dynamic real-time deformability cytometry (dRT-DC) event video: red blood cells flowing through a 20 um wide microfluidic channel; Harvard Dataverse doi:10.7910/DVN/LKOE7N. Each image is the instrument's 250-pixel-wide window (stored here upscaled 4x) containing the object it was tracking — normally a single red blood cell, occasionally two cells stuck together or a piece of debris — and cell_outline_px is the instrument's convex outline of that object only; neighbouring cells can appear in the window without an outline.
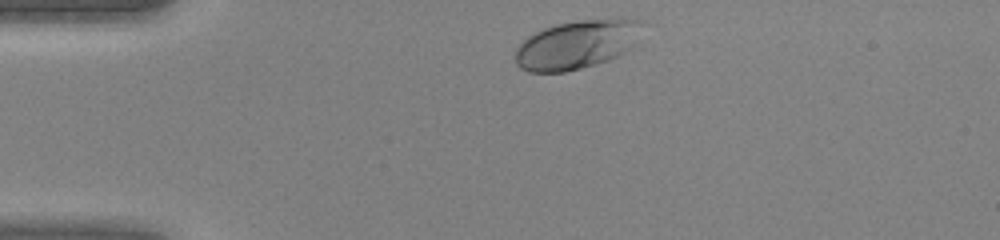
{"species": "human", "species_latin": "Homo sapiens", "temperature_condition": "warm", "stored_images_in_passage": 29, "camera_frame_rate_fps": 3000, "um_per_image_px": 0.085, "donor": {"sex": "female"}, "frame": {"image": 1, "passage_image": 1, "time_ms": 0.0, "image_size_px": [1000, 240], "cell_outline_px": [[644, 20], [640, 44], [608, 60], [596, 64], [564, 72], [528, 72], [520, 68], [516, 64], [516, 48], [528, 36], [544, 28], [556, 24], [580, 20], [608, 16], [620, 16]], "centroid_in_image_um": [49.16, 3.73], "position_along_channel_um": 35.8, "area_um2": 37.17}}
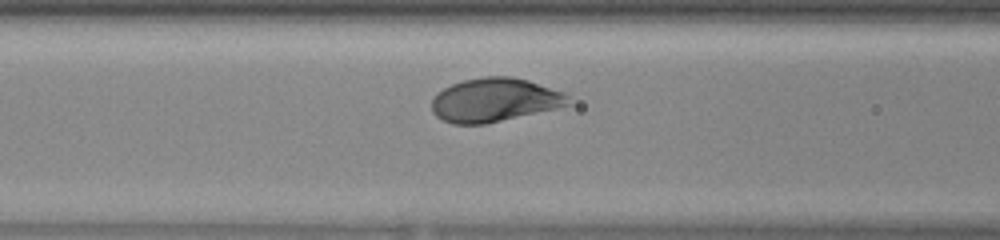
{"frame": {"image": 2, "passage_image": 10, "time_ms": 3.0, "image_size_px": [1000, 240], "cell_outline_px": [[572, 104], [556, 108], [484, 124], [452, 124], [436, 116], [432, 112], [432, 96], [444, 88], [452, 84], [464, 80], [484, 76], [512, 76], [528, 80], [564, 92], [568, 96]], "centroid_in_image_um": [42.03, 8.49], "position_along_channel_um": 124.6, "area_um2": 34.74}}
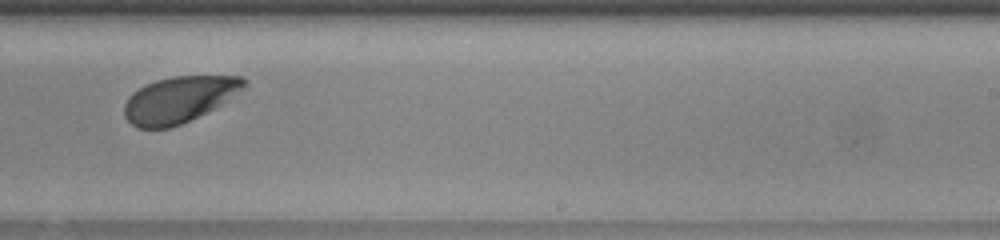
{"frame": {"image": 3, "passage_image": 20, "time_ms": 6.333, "image_size_px": [1000, 240], "cell_outline_px": [[248, 84], [244, 88], [220, 104], [180, 124], [168, 128], [136, 128], [124, 116], [124, 104], [128, 96], [132, 92], [144, 84], [156, 80], [172, 76], [244, 76], [248, 80]], "centroid_in_image_um": [15.19, 8.43], "position_along_channel_um": 273.8, "area_um2": 32.02}}